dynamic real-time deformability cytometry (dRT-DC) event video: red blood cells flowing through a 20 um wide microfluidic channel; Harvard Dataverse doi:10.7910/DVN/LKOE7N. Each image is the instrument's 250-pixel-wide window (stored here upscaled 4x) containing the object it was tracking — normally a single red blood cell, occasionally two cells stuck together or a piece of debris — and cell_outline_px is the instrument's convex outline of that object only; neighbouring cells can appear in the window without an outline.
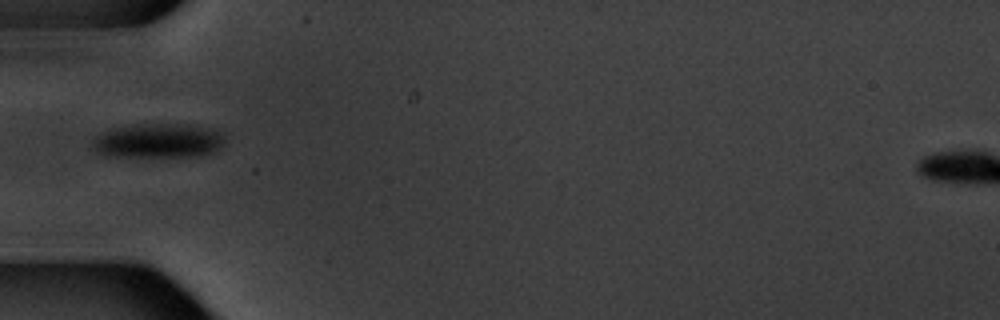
{"species": "common noctule bat (a hibernating species)", "species_latin": "Nyctalus noctula", "temperature_condition": "warm", "stored_images_in_passage": 7, "camera_frame_rate_fps": 3000, "um_per_image_px": 0.085, "animal": {"sex": "male", "body_mass_g": 20.1, "forearm_length_mm": 53.5}, "frame": {"image": 1, "passage_image": 6, "time_ms": 6.667, "image_size_px": [1000, 320], "cell_outline_px": [[224, 144], [220, 148], [212, 152], [196, 156], [100, 156], [92, 148], [92, 140], [96, 136], [104, 132], [116, 128], [140, 124], [196, 124], [212, 128], [220, 132], [224, 136]], "centroid_in_image_um": [13.47, 11.96], "position_along_channel_um": 71.5, "area_um2": 26.7}}